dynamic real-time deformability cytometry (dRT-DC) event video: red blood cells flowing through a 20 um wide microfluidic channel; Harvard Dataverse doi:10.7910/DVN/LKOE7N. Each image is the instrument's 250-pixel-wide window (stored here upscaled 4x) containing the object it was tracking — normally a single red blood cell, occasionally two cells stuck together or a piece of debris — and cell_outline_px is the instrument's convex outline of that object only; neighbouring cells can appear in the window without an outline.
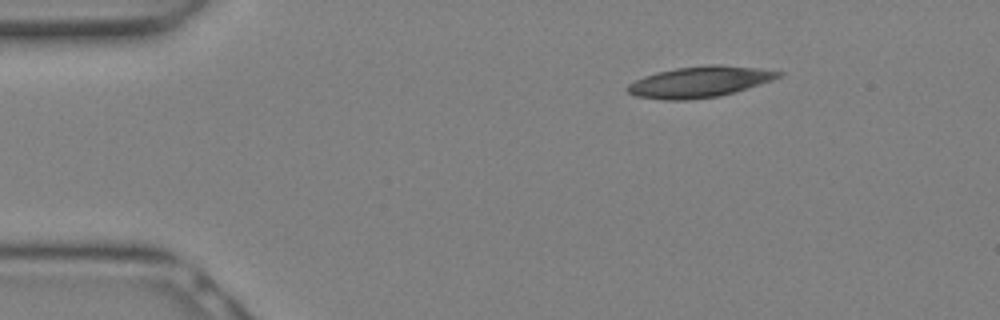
{"species": "Egyptian fruit bat (a non-hibernating species)", "species_latin": "Rousettus aegyptiacus", "temperature_condition": "warm", "stored_images_in_passage": 12, "camera_frame_rate_fps": 3000, "um_per_image_px": 0.085, "animal": {"sex": "female"}, "frame": {"image": 1, "passage_image": 1, "time_ms": 0.0, "image_size_px": [1000, 320], "cell_outline_px": [[784, 76], [736, 92], [720, 96], [688, 100], [664, 100], [636, 96], [628, 92], [624, 88], [628, 84], [644, 76], [656, 72], [676, 68], [708, 64], [720, 64], [756, 68], [784, 72]], "centroid_in_image_um": [59.47, 6.96], "position_along_channel_um": 25.5, "area_um2": 27.46}}
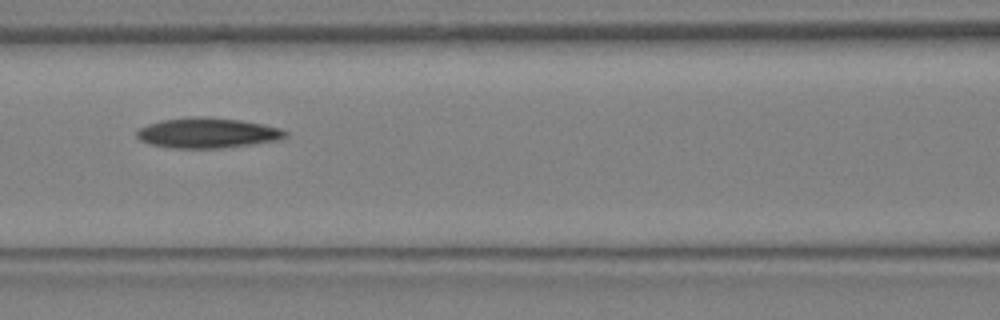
{"frame": {"image": 2, "passage_image": 9, "time_ms": 2.667, "image_size_px": [1000, 320], "cell_outline_px": [[288, 136], [276, 140], [220, 148], [172, 148], [148, 144], [140, 140], [136, 136], [136, 132], [140, 128], [148, 124], [164, 120], [240, 120], [280, 128], [288, 132]], "centroid_in_image_um": [17.62, 11.36], "position_along_channel_um": 149.0, "area_um2": 24.68}}
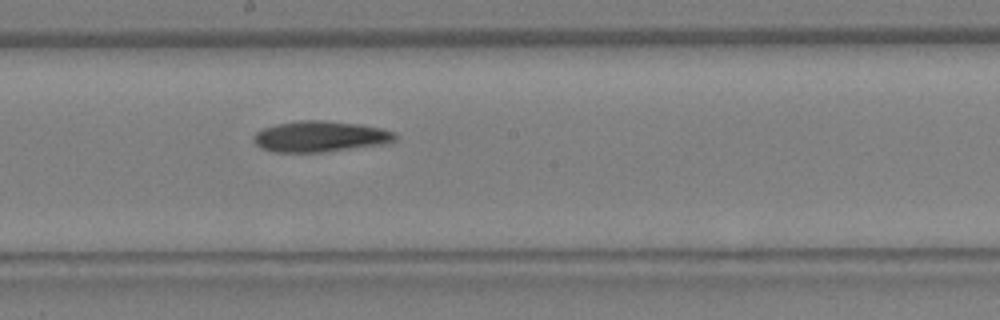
{"frame": {"image": 3, "passage_image": 12, "time_ms": 3.667, "image_size_px": [1000, 320], "cell_outline_px": [[396, 140], [388, 144], [324, 152], [272, 152], [260, 148], [252, 140], [252, 136], [256, 132], [264, 128], [276, 124], [300, 120], [324, 120], [360, 124], [380, 128], [396, 132]], "centroid_in_image_um": [27.22, 11.61], "position_along_channel_um": 221.0, "area_um2": 25.84}}